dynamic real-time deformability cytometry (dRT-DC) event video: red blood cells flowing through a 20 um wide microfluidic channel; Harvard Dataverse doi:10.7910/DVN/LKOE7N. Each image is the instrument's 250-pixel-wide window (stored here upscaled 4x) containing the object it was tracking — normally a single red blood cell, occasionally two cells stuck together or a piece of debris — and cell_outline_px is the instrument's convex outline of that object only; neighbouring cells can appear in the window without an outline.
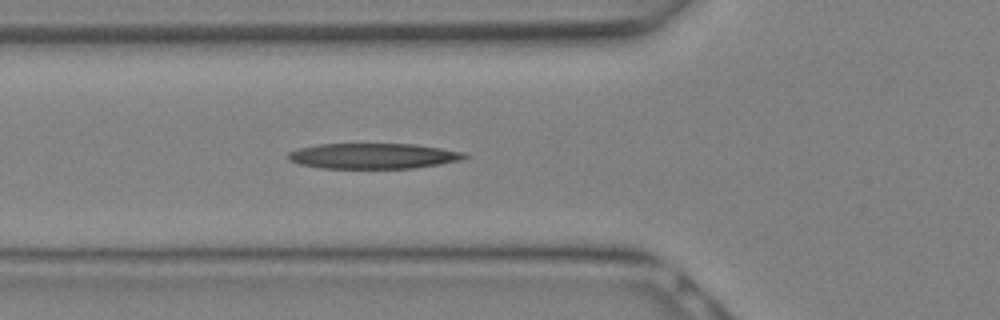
{"species": "Egyptian fruit bat (a non-hibernating species)", "species_latin": "Rousettus aegyptiacus", "temperature_condition": "warm", "stored_images_in_passage": 3, "camera_frame_rate_fps": 3000, "um_per_image_px": 0.085, "animal": {"sex": "female"}, "frame": {"image": 1, "passage_image": 3, "time_ms": 0.667, "image_size_px": [1000, 320], "cell_outline_px": [[468, 156], [460, 160], [440, 164], [412, 168], [320, 168], [300, 164], [288, 160], [288, 152], [296, 148], [320, 144], [416, 144], [464, 152]], "centroid_in_image_um": [31.69, 13.25], "position_along_channel_um": 94.1, "area_um2": 26.18}}